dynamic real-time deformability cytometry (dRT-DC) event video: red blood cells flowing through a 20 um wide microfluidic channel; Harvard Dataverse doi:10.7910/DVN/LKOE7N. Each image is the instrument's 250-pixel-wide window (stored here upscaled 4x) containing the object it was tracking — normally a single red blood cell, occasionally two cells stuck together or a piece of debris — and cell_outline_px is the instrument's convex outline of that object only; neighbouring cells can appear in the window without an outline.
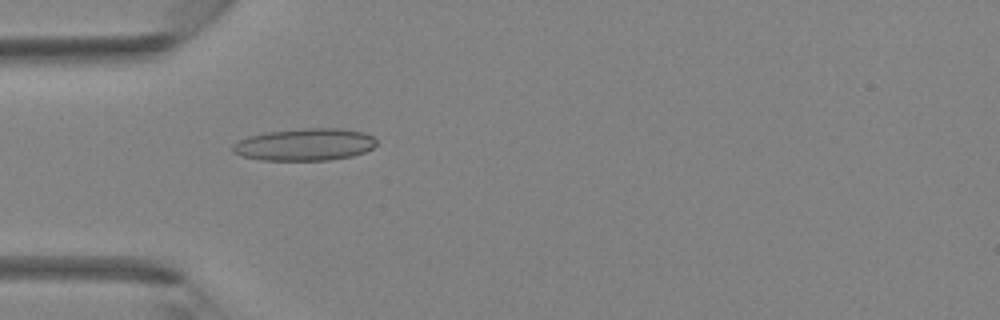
{"species": "Egyptian fruit bat (a non-hibernating species)", "species_latin": "Rousettus aegyptiacus", "temperature_condition": "room temperature", "stored_images_in_passage": 42, "camera_frame_rate_fps": 3000, "um_per_image_px": 0.085, "animal": {"sex": "female"}, "frame": {"image": 1, "passage_image": 13, "time_ms": 4.0, "image_size_px": [1000, 320], "cell_outline_px": [[376, 144], [372, 148], [364, 152], [352, 156], [328, 160], [260, 160], [240, 156], [232, 152], [232, 144], [248, 136], [268, 132], [300, 128], [340, 128], [364, 132], [372, 136], [376, 140]], "centroid_in_image_um": [25.89, 12.28], "position_along_channel_um": 59.1, "area_um2": 27.11}}
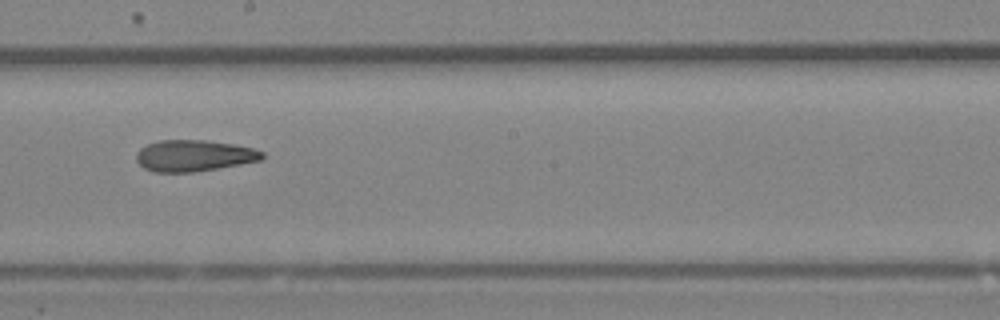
{"frame": {"image": 2, "passage_image": 24, "time_ms": 7.667, "image_size_px": [1000, 320], "cell_outline_px": [[264, 156], [260, 160], [240, 164], [192, 172], [152, 172], [144, 168], [136, 160], [136, 152], [140, 148], [148, 144], [160, 140], [208, 140], [236, 144], [252, 148], [264, 152]], "centroid_in_image_um": [16.47, 13.22], "position_along_channel_um": 231.7, "area_um2": 23.0}}
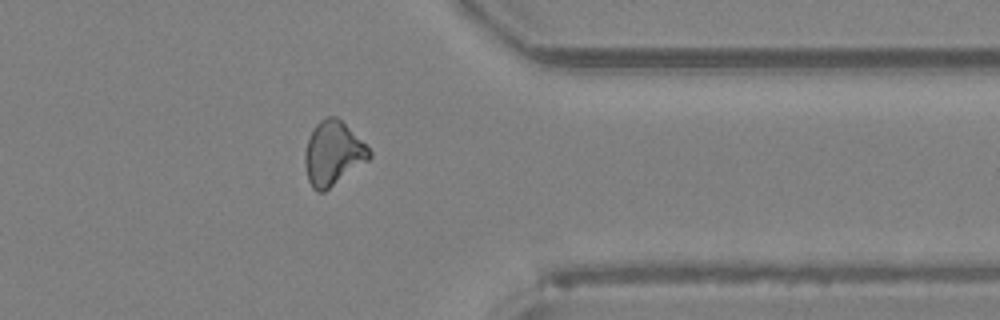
{"frame": {"image": 3, "passage_image": 34, "time_ms": 11.0, "image_size_px": [1000, 320], "cell_outline_px": [[372, 156], [368, 160], [324, 192], [316, 192], [312, 188], [308, 180], [304, 164], [304, 152], [308, 140], [316, 124], [320, 120], [328, 116], [336, 116], [372, 152]], "centroid_in_image_um": [28.27, 13.07], "position_along_channel_um": 383.1, "area_um2": 23.64}}